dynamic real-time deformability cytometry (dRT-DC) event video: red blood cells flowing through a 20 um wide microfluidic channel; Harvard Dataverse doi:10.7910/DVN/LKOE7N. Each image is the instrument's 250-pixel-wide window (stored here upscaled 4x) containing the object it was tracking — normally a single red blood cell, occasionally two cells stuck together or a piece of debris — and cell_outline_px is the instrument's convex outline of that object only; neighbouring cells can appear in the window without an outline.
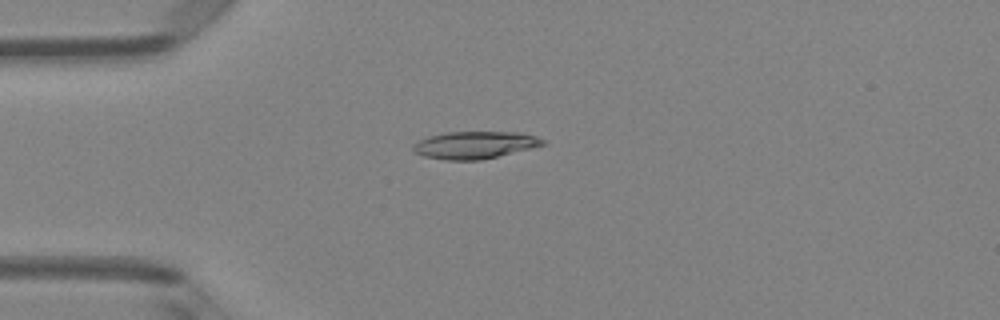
{"species": "Egyptian fruit bat (a non-hibernating species)", "species_latin": "Rousettus aegyptiacus", "temperature_condition": "room temperature", "stored_images_in_passage": 49, "camera_frame_rate_fps": 3000, "um_per_image_px": 0.085, "animal": {"sex": "female"}, "frame": {"image": 1, "passage_image": 13, "time_ms": 4.0, "image_size_px": [1000, 320], "cell_outline_px": [[548, 144], [532, 148], [480, 160], [444, 160], [424, 156], [416, 152], [412, 148], [412, 144], [428, 136], [448, 132], [520, 132], [536, 136], [544, 140]], "centroid_in_image_um": [40.37, 12.32], "position_along_channel_um": 44.6, "area_um2": 20.63}}
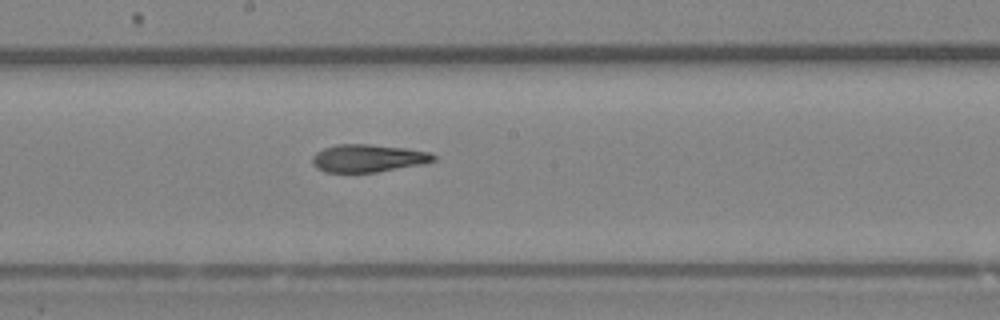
{"frame": {"image": 2, "passage_image": 27, "time_ms": 8.667, "image_size_px": [1000, 320], "cell_outline_px": [[436, 160], [424, 164], [376, 172], [324, 172], [316, 168], [312, 164], [312, 156], [316, 152], [324, 148], [336, 144], [368, 144], [408, 148], [432, 152], [436, 156]], "centroid_in_image_um": [31.3, 13.44], "position_along_channel_um": 216.9, "area_um2": 19.83}}
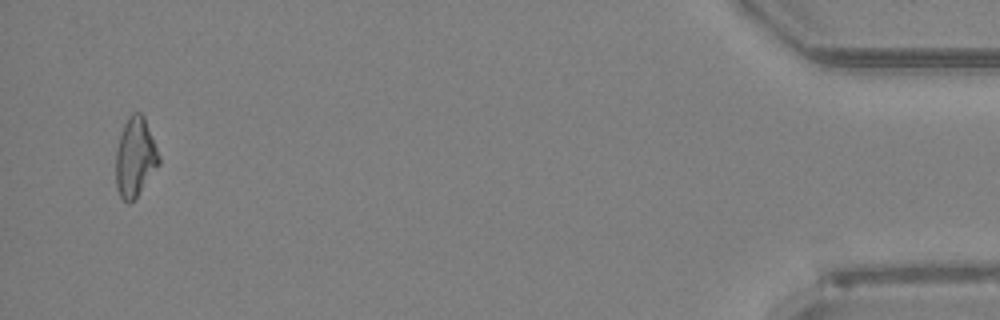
{"frame": {"image": 3, "passage_image": 48, "time_ms": 15.667, "image_size_px": [1000, 320], "cell_outline_px": [[160, 164], [136, 196], [128, 204], [120, 196], [116, 188], [116, 148], [124, 124], [128, 116], [132, 112], [140, 112], [144, 116], [160, 156]], "centroid_in_image_um": [11.48, 13.34], "position_along_channel_um": 423.7, "area_um2": 19.77}, "authors_computed_cell_mechanics": {"area_um2": 20.23, "velocity_mm_per_s": 4.1228, "shape_relaxation_time_tau1_ms": null, "shape_relaxation_time_tau2_ms": 2.6252, "deformation_change_tau1": null, "deformation_change_tau2": 0.0964}}